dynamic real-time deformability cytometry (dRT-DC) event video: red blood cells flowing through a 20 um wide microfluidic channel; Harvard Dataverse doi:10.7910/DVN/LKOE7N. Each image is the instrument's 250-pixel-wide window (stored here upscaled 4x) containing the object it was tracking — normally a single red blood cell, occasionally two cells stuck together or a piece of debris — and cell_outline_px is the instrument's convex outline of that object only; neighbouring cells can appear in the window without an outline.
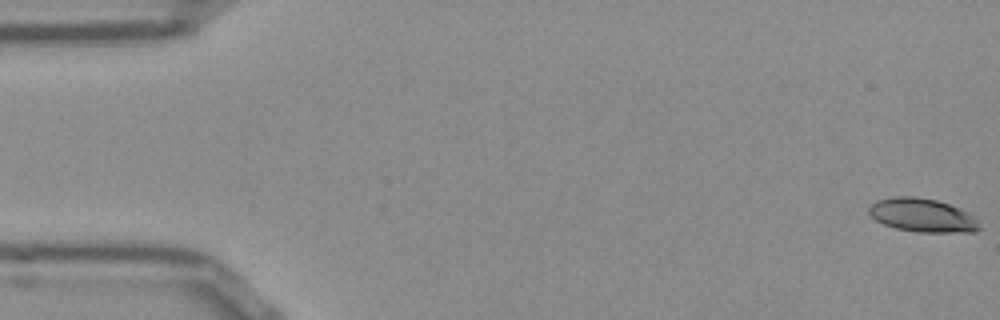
{"species": "Egyptian fruit bat (a non-hibernating species)", "species_latin": "Rousettus aegyptiacus", "temperature_condition": "room temperature", "stored_images_in_passage": 26, "camera_frame_rate_fps": 3000, "um_per_image_px": 0.085, "frame": {"image": 1, "passage_image": 1, "time_ms": 0.0, "image_size_px": [1000, 320], "cell_outline_px": [[980, 228], [976, 232], [916, 232], [896, 228], [884, 224], [876, 220], [868, 212], [868, 208], [876, 200], [896, 196], [916, 196], [936, 200], [948, 204], [968, 212], [976, 220]], "centroid_in_image_um": [78.38, 18.29], "position_along_channel_um": 6.6, "area_um2": 21.5}}
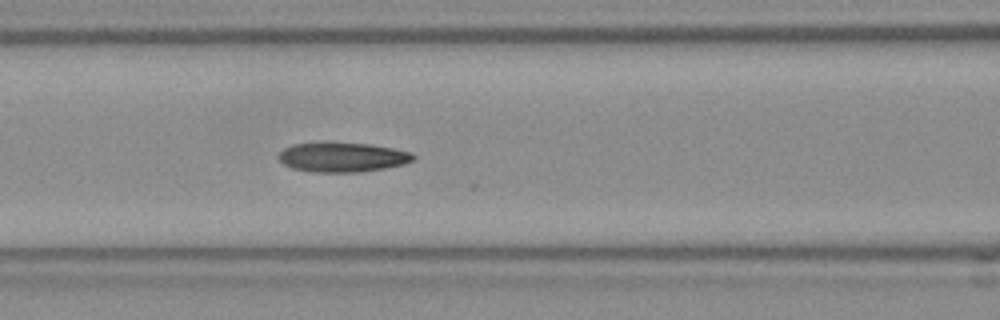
{"frame": {"image": 2, "passage_image": 22, "time_ms": 7.0, "image_size_px": [1000, 320], "cell_outline_px": [[416, 156], [412, 160], [404, 164], [384, 168], [360, 172], [308, 172], [292, 168], [284, 164], [276, 156], [284, 148], [292, 144], [332, 140], [372, 144], [412, 152]], "centroid_in_image_um": [29.06, 13.32], "position_along_channel_um": 137.5, "area_um2": 23.99}}
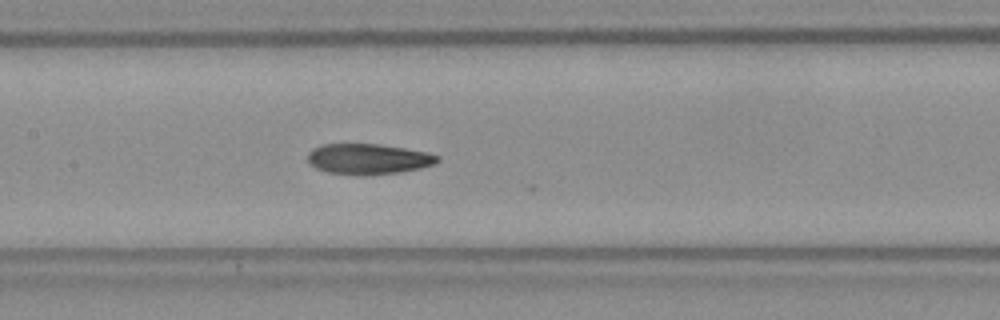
{"frame": {"image": 3, "passage_image": 25, "time_ms": 8.0, "image_size_px": [1000, 320], "cell_outline_px": [[440, 160], [432, 164], [420, 168], [400, 172], [364, 176], [328, 172], [316, 168], [308, 160], [308, 152], [312, 148], [320, 144], [380, 144], [404, 148], [424, 152], [440, 156]], "centroid_in_image_um": [31.27, 13.51], "position_along_channel_um": 176.1, "area_um2": 23.06}}